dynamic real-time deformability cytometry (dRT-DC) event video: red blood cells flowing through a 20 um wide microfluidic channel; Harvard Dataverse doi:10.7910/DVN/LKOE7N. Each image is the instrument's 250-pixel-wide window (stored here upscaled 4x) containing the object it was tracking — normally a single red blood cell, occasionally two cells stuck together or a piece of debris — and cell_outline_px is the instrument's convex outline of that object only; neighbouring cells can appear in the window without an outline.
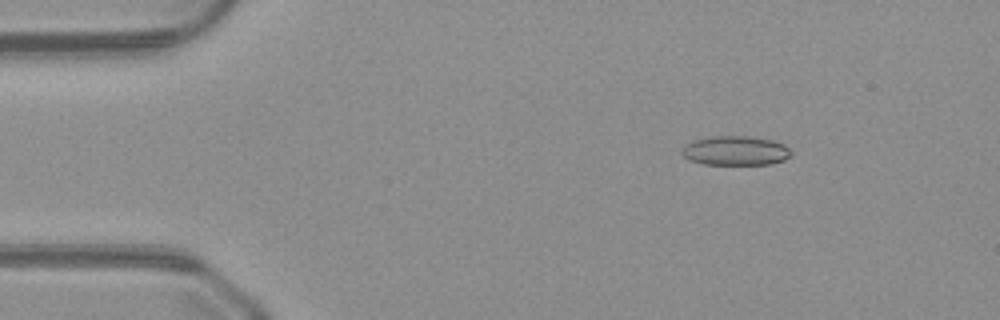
{"species": "common noctule bat (a hibernating species)", "species_latin": "Nyctalus noctula", "temperature_condition": "warm", "stored_images_in_passage": 50, "camera_frame_rate_fps": 3000, "um_per_image_px": 0.085, "animal": {"sex": "male", "body_mass_g": 23.1, "forearm_length_mm": 52.7}, "frame": {"image": 1, "passage_image": 7, "time_ms": 2.0, "image_size_px": [1000, 320], "cell_outline_px": [[792, 156], [784, 160], [772, 164], [704, 164], [688, 160], [680, 152], [684, 144], [696, 140], [712, 136], [748, 136], [772, 140], [784, 144], [792, 152]], "centroid_in_image_um": [62.52, 12.81], "position_along_channel_um": 22.5, "area_um2": 18.79}}
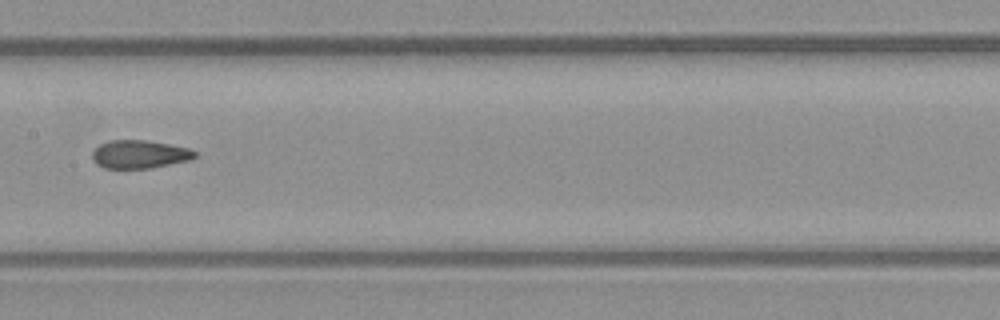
{"frame": {"image": 2, "passage_image": 25, "time_ms": 8.0, "image_size_px": [1000, 320], "cell_outline_px": [[196, 156], [192, 160], [152, 168], [104, 168], [96, 164], [92, 160], [92, 152], [100, 144], [108, 140], [148, 140], [192, 148], [196, 152]], "centroid_in_image_um": [11.89, 13.11], "position_along_channel_um": 195.5, "area_um2": 17.17}}
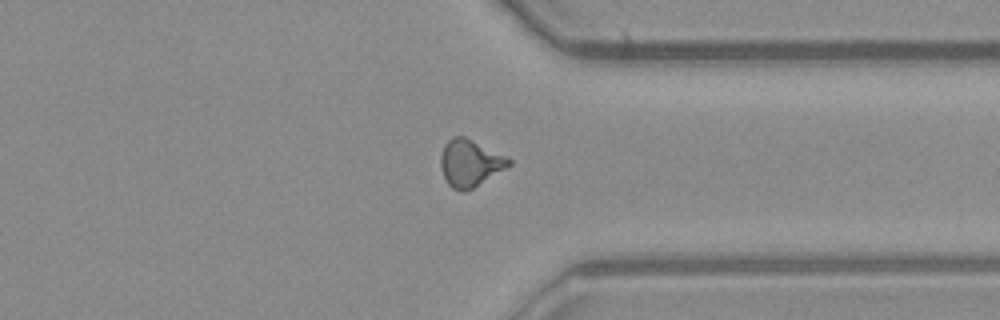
{"frame": {"image": 3, "passage_image": 38, "time_ms": 12.333, "image_size_px": [1000, 320], "cell_outline_px": [[512, 164], [472, 188], [464, 192], [452, 188], [448, 184], [440, 168], [440, 156], [444, 144], [452, 136], [464, 136], [512, 160]], "centroid_in_image_um": [39.9, 13.86], "position_along_channel_um": 371.5, "area_um2": 18.32}}